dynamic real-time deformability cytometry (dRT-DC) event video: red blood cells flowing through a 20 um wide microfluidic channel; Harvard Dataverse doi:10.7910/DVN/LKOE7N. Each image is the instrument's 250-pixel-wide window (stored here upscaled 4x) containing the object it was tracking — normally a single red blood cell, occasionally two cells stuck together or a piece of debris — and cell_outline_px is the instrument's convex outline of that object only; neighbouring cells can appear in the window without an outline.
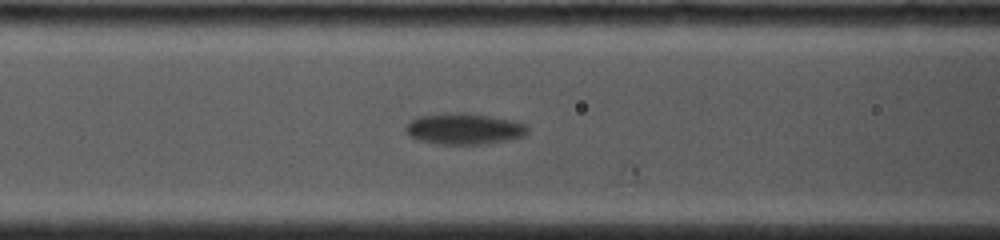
{"species": "common noctule bat (a hibernating species)", "species_latin": "Nyctalus noctula", "temperature_condition": "cold", "stored_images_in_passage": 8, "camera_frame_rate_fps": 4000, "um_per_image_px": 0.085, "animal": {"sex": "female", "body_mass_g": 19.0, "forearm_length_mm": 53.3}, "frame": {"image": 1, "passage_image": 7, "time_ms": 2.0, "image_size_px": [1000, 240], "cell_outline_px": [[528, 132], [524, 136], [512, 140], [480, 144], [440, 144], [420, 140], [412, 136], [404, 128], [416, 116], [444, 112], [464, 112], [512, 120], [524, 124], [528, 128]], "centroid_in_image_um": [39.47, 10.94], "position_along_channel_um": 127.1, "area_um2": 22.14}}